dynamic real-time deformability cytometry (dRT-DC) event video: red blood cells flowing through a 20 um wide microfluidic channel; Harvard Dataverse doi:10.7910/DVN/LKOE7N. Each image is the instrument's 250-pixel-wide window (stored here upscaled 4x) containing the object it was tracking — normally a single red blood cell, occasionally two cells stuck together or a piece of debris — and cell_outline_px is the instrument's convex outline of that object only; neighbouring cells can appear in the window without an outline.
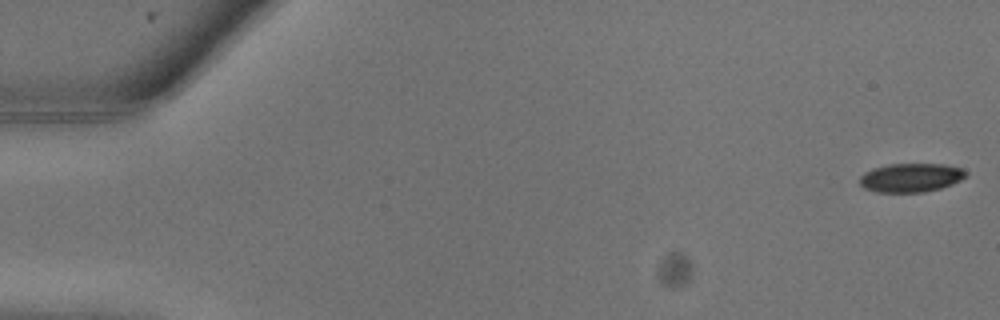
{"species": "common noctule bat (a hibernating species)", "species_latin": "Nyctalus noctula", "temperature_condition": "warm", "stored_images_in_passage": 10, "camera_frame_rate_fps": 3000, "um_per_image_px": 0.085, "animal": {"sex": "male", "body_mass_g": 13.3}, "frame": {"image": 1, "passage_image": 1, "time_ms": 0.0, "image_size_px": [1000, 320], "cell_outline_px": [[968, 176], [952, 184], [940, 188], [924, 192], [876, 192], [864, 188], [860, 184], [860, 176], [864, 172], [872, 168], [888, 164], [944, 164], [960, 168], [968, 172]], "centroid_in_image_um": [77.42, 15.09], "position_along_channel_um": 7.6, "area_um2": 17.92}}
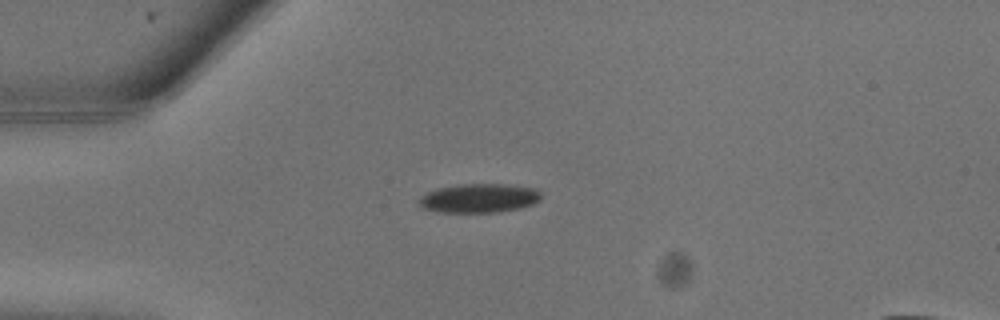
{"frame": {"image": 2, "passage_image": 7, "time_ms": 2.0, "image_size_px": [1000, 320], "cell_outline_px": [[540, 200], [532, 204], [520, 208], [496, 212], [436, 212], [420, 208], [416, 200], [420, 196], [436, 188], [460, 184], [504, 184], [532, 188], [540, 192]], "centroid_in_image_um": [40.63, 16.85], "position_along_channel_um": 44.4, "area_um2": 20.75}}
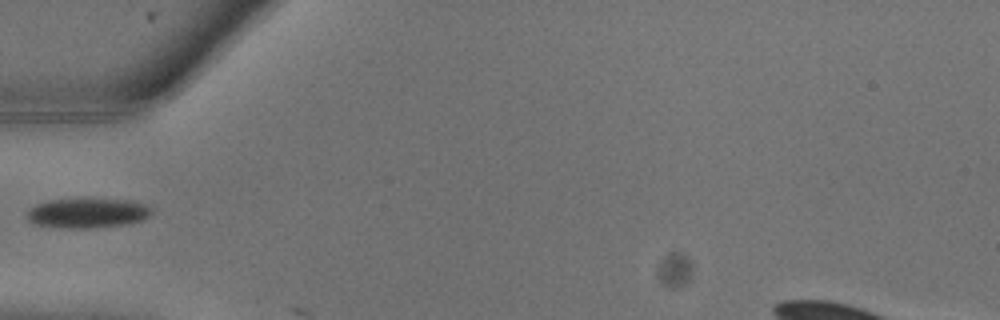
{"frame": {"image": 3, "passage_image": 9, "time_ms": 2.667, "image_size_px": [1000, 320], "cell_outline_px": [[152, 212], [148, 216], [140, 220], [128, 224], [88, 228], [60, 228], [32, 224], [28, 220], [24, 212], [28, 208], [36, 204], [48, 200], [128, 200], [148, 204], [152, 208]], "centroid_in_image_um": [7.37, 18.12], "position_along_channel_um": 77.6, "area_um2": 21.62}}